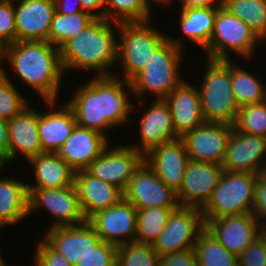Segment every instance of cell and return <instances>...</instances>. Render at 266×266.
<instances>
[{
  "label": "cell",
  "mask_w": 266,
  "mask_h": 266,
  "mask_svg": "<svg viewBox=\"0 0 266 266\" xmlns=\"http://www.w3.org/2000/svg\"><path fill=\"white\" fill-rule=\"evenodd\" d=\"M123 86L131 90L129 81H121L114 75L95 76L93 80L78 87L67 103L74 113L77 125L104 134L105 130L127 122L135 105L128 101Z\"/></svg>",
  "instance_id": "cell-1"
},
{
  "label": "cell",
  "mask_w": 266,
  "mask_h": 266,
  "mask_svg": "<svg viewBox=\"0 0 266 266\" xmlns=\"http://www.w3.org/2000/svg\"><path fill=\"white\" fill-rule=\"evenodd\" d=\"M5 58L50 108L56 106L64 72L59 48L48 41H16L5 46Z\"/></svg>",
  "instance_id": "cell-2"
},
{
  "label": "cell",
  "mask_w": 266,
  "mask_h": 266,
  "mask_svg": "<svg viewBox=\"0 0 266 266\" xmlns=\"http://www.w3.org/2000/svg\"><path fill=\"white\" fill-rule=\"evenodd\" d=\"M113 24L116 26L120 23L95 18L84 30L69 39L60 48L64 71L81 68L99 72L97 76H114L109 70L118 59V39Z\"/></svg>",
  "instance_id": "cell-3"
},
{
  "label": "cell",
  "mask_w": 266,
  "mask_h": 266,
  "mask_svg": "<svg viewBox=\"0 0 266 266\" xmlns=\"http://www.w3.org/2000/svg\"><path fill=\"white\" fill-rule=\"evenodd\" d=\"M184 45L181 40L168 37L152 54L151 60L129 82L130 93L139 96L149 92L157 99H165L184 80L179 76V66L183 56Z\"/></svg>",
  "instance_id": "cell-4"
},
{
  "label": "cell",
  "mask_w": 266,
  "mask_h": 266,
  "mask_svg": "<svg viewBox=\"0 0 266 266\" xmlns=\"http://www.w3.org/2000/svg\"><path fill=\"white\" fill-rule=\"evenodd\" d=\"M202 87H198L206 122L234 125L239 106L231 86V60L208 59Z\"/></svg>",
  "instance_id": "cell-5"
},
{
  "label": "cell",
  "mask_w": 266,
  "mask_h": 266,
  "mask_svg": "<svg viewBox=\"0 0 266 266\" xmlns=\"http://www.w3.org/2000/svg\"><path fill=\"white\" fill-rule=\"evenodd\" d=\"M257 175L223 170L211 199L201 209L203 219L252 213Z\"/></svg>",
  "instance_id": "cell-6"
},
{
  "label": "cell",
  "mask_w": 266,
  "mask_h": 266,
  "mask_svg": "<svg viewBox=\"0 0 266 266\" xmlns=\"http://www.w3.org/2000/svg\"><path fill=\"white\" fill-rule=\"evenodd\" d=\"M120 40L118 41V60L123 65V80L130 81L145 68L154 51L167 39L160 31L145 22H123L117 24Z\"/></svg>",
  "instance_id": "cell-7"
},
{
  "label": "cell",
  "mask_w": 266,
  "mask_h": 266,
  "mask_svg": "<svg viewBox=\"0 0 266 266\" xmlns=\"http://www.w3.org/2000/svg\"><path fill=\"white\" fill-rule=\"evenodd\" d=\"M261 41L245 22L222 6L217 8L213 34L205 50L208 59L230 60L229 49L240 57L250 58Z\"/></svg>",
  "instance_id": "cell-8"
},
{
  "label": "cell",
  "mask_w": 266,
  "mask_h": 266,
  "mask_svg": "<svg viewBox=\"0 0 266 266\" xmlns=\"http://www.w3.org/2000/svg\"><path fill=\"white\" fill-rule=\"evenodd\" d=\"M204 228L201 209L178 206L170 214L164 230L152 246L160 257L194 248L198 235Z\"/></svg>",
  "instance_id": "cell-9"
},
{
  "label": "cell",
  "mask_w": 266,
  "mask_h": 266,
  "mask_svg": "<svg viewBox=\"0 0 266 266\" xmlns=\"http://www.w3.org/2000/svg\"><path fill=\"white\" fill-rule=\"evenodd\" d=\"M28 192L29 215L43 206L56 218L49 228L74 226L87 221L81 210L75 185L57 189L28 188Z\"/></svg>",
  "instance_id": "cell-10"
},
{
  "label": "cell",
  "mask_w": 266,
  "mask_h": 266,
  "mask_svg": "<svg viewBox=\"0 0 266 266\" xmlns=\"http://www.w3.org/2000/svg\"><path fill=\"white\" fill-rule=\"evenodd\" d=\"M144 162V155L130 146H109L86 169L92 176L114 185L123 192L134 172Z\"/></svg>",
  "instance_id": "cell-11"
},
{
  "label": "cell",
  "mask_w": 266,
  "mask_h": 266,
  "mask_svg": "<svg viewBox=\"0 0 266 266\" xmlns=\"http://www.w3.org/2000/svg\"><path fill=\"white\" fill-rule=\"evenodd\" d=\"M124 199L137 210L151 207L177 208L176 192L167 186L144 161L124 191Z\"/></svg>",
  "instance_id": "cell-12"
},
{
  "label": "cell",
  "mask_w": 266,
  "mask_h": 266,
  "mask_svg": "<svg viewBox=\"0 0 266 266\" xmlns=\"http://www.w3.org/2000/svg\"><path fill=\"white\" fill-rule=\"evenodd\" d=\"M222 172L220 164L189 159L182 184L176 192L179 206L202 209L211 199Z\"/></svg>",
  "instance_id": "cell-13"
},
{
  "label": "cell",
  "mask_w": 266,
  "mask_h": 266,
  "mask_svg": "<svg viewBox=\"0 0 266 266\" xmlns=\"http://www.w3.org/2000/svg\"><path fill=\"white\" fill-rule=\"evenodd\" d=\"M253 213L204 219L205 227L229 252L239 256L262 234V223Z\"/></svg>",
  "instance_id": "cell-14"
},
{
  "label": "cell",
  "mask_w": 266,
  "mask_h": 266,
  "mask_svg": "<svg viewBox=\"0 0 266 266\" xmlns=\"http://www.w3.org/2000/svg\"><path fill=\"white\" fill-rule=\"evenodd\" d=\"M232 131V125L205 122L186 133L181 139L189 159L221 165Z\"/></svg>",
  "instance_id": "cell-15"
},
{
  "label": "cell",
  "mask_w": 266,
  "mask_h": 266,
  "mask_svg": "<svg viewBox=\"0 0 266 266\" xmlns=\"http://www.w3.org/2000/svg\"><path fill=\"white\" fill-rule=\"evenodd\" d=\"M221 166L229 172L262 174L266 167V138L233 128Z\"/></svg>",
  "instance_id": "cell-16"
},
{
  "label": "cell",
  "mask_w": 266,
  "mask_h": 266,
  "mask_svg": "<svg viewBox=\"0 0 266 266\" xmlns=\"http://www.w3.org/2000/svg\"><path fill=\"white\" fill-rule=\"evenodd\" d=\"M136 219L137 209L123 198L116 205L95 213L88 222L102 241L119 246L134 242Z\"/></svg>",
  "instance_id": "cell-17"
},
{
  "label": "cell",
  "mask_w": 266,
  "mask_h": 266,
  "mask_svg": "<svg viewBox=\"0 0 266 266\" xmlns=\"http://www.w3.org/2000/svg\"><path fill=\"white\" fill-rule=\"evenodd\" d=\"M48 230L44 240L74 266L102 241L88 221Z\"/></svg>",
  "instance_id": "cell-18"
},
{
  "label": "cell",
  "mask_w": 266,
  "mask_h": 266,
  "mask_svg": "<svg viewBox=\"0 0 266 266\" xmlns=\"http://www.w3.org/2000/svg\"><path fill=\"white\" fill-rule=\"evenodd\" d=\"M17 41H48L53 16L54 0H15ZM17 6V7H16Z\"/></svg>",
  "instance_id": "cell-19"
},
{
  "label": "cell",
  "mask_w": 266,
  "mask_h": 266,
  "mask_svg": "<svg viewBox=\"0 0 266 266\" xmlns=\"http://www.w3.org/2000/svg\"><path fill=\"white\" fill-rule=\"evenodd\" d=\"M144 161L174 192L180 189L189 157L181 138L150 150Z\"/></svg>",
  "instance_id": "cell-20"
},
{
  "label": "cell",
  "mask_w": 266,
  "mask_h": 266,
  "mask_svg": "<svg viewBox=\"0 0 266 266\" xmlns=\"http://www.w3.org/2000/svg\"><path fill=\"white\" fill-rule=\"evenodd\" d=\"M139 123L141 148L136 145L130 147L144 156L155 147L179 138L175 133L171 111L165 99L155 98Z\"/></svg>",
  "instance_id": "cell-21"
},
{
  "label": "cell",
  "mask_w": 266,
  "mask_h": 266,
  "mask_svg": "<svg viewBox=\"0 0 266 266\" xmlns=\"http://www.w3.org/2000/svg\"><path fill=\"white\" fill-rule=\"evenodd\" d=\"M108 146L110 145L105 134L76 124L57 153L75 171H80L86 170Z\"/></svg>",
  "instance_id": "cell-22"
},
{
  "label": "cell",
  "mask_w": 266,
  "mask_h": 266,
  "mask_svg": "<svg viewBox=\"0 0 266 266\" xmlns=\"http://www.w3.org/2000/svg\"><path fill=\"white\" fill-rule=\"evenodd\" d=\"M39 112L27 106L7 121L8 163L20 152L27 160L42 153L39 133Z\"/></svg>",
  "instance_id": "cell-23"
},
{
  "label": "cell",
  "mask_w": 266,
  "mask_h": 266,
  "mask_svg": "<svg viewBox=\"0 0 266 266\" xmlns=\"http://www.w3.org/2000/svg\"><path fill=\"white\" fill-rule=\"evenodd\" d=\"M75 186L81 210L87 221L95 213L116 205L124 198L121 189L92 176L87 170L76 171Z\"/></svg>",
  "instance_id": "cell-24"
},
{
  "label": "cell",
  "mask_w": 266,
  "mask_h": 266,
  "mask_svg": "<svg viewBox=\"0 0 266 266\" xmlns=\"http://www.w3.org/2000/svg\"><path fill=\"white\" fill-rule=\"evenodd\" d=\"M165 101L169 105L175 133L179 138L206 122L198 88L189 83L183 81Z\"/></svg>",
  "instance_id": "cell-25"
},
{
  "label": "cell",
  "mask_w": 266,
  "mask_h": 266,
  "mask_svg": "<svg viewBox=\"0 0 266 266\" xmlns=\"http://www.w3.org/2000/svg\"><path fill=\"white\" fill-rule=\"evenodd\" d=\"M71 107L66 103L59 110L39 112L38 133L42 152H58L76 126Z\"/></svg>",
  "instance_id": "cell-26"
},
{
  "label": "cell",
  "mask_w": 266,
  "mask_h": 266,
  "mask_svg": "<svg viewBox=\"0 0 266 266\" xmlns=\"http://www.w3.org/2000/svg\"><path fill=\"white\" fill-rule=\"evenodd\" d=\"M34 164L35 186L27 188L57 189L75 185L76 171L56 152H42L29 159Z\"/></svg>",
  "instance_id": "cell-27"
},
{
  "label": "cell",
  "mask_w": 266,
  "mask_h": 266,
  "mask_svg": "<svg viewBox=\"0 0 266 266\" xmlns=\"http://www.w3.org/2000/svg\"><path fill=\"white\" fill-rule=\"evenodd\" d=\"M28 184L18 179H0V228L17 223L29 215Z\"/></svg>",
  "instance_id": "cell-28"
},
{
  "label": "cell",
  "mask_w": 266,
  "mask_h": 266,
  "mask_svg": "<svg viewBox=\"0 0 266 266\" xmlns=\"http://www.w3.org/2000/svg\"><path fill=\"white\" fill-rule=\"evenodd\" d=\"M217 8L181 9L179 24L187 38L206 49L213 34Z\"/></svg>",
  "instance_id": "cell-29"
},
{
  "label": "cell",
  "mask_w": 266,
  "mask_h": 266,
  "mask_svg": "<svg viewBox=\"0 0 266 266\" xmlns=\"http://www.w3.org/2000/svg\"><path fill=\"white\" fill-rule=\"evenodd\" d=\"M198 266H238V256L229 252L205 227L194 245Z\"/></svg>",
  "instance_id": "cell-30"
},
{
  "label": "cell",
  "mask_w": 266,
  "mask_h": 266,
  "mask_svg": "<svg viewBox=\"0 0 266 266\" xmlns=\"http://www.w3.org/2000/svg\"><path fill=\"white\" fill-rule=\"evenodd\" d=\"M174 209L176 208L151 207L137 210L134 242L153 245L164 230Z\"/></svg>",
  "instance_id": "cell-31"
},
{
  "label": "cell",
  "mask_w": 266,
  "mask_h": 266,
  "mask_svg": "<svg viewBox=\"0 0 266 266\" xmlns=\"http://www.w3.org/2000/svg\"><path fill=\"white\" fill-rule=\"evenodd\" d=\"M231 61V86L239 107L266 100V84Z\"/></svg>",
  "instance_id": "cell-32"
},
{
  "label": "cell",
  "mask_w": 266,
  "mask_h": 266,
  "mask_svg": "<svg viewBox=\"0 0 266 266\" xmlns=\"http://www.w3.org/2000/svg\"><path fill=\"white\" fill-rule=\"evenodd\" d=\"M223 7L266 39V0H224Z\"/></svg>",
  "instance_id": "cell-33"
},
{
  "label": "cell",
  "mask_w": 266,
  "mask_h": 266,
  "mask_svg": "<svg viewBox=\"0 0 266 266\" xmlns=\"http://www.w3.org/2000/svg\"><path fill=\"white\" fill-rule=\"evenodd\" d=\"M95 18L88 13L61 14L57 11L53 16L48 42L61 48L69 39L84 30Z\"/></svg>",
  "instance_id": "cell-34"
},
{
  "label": "cell",
  "mask_w": 266,
  "mask_h": 266,
  "mask_svg": "<svg viewBox=\"0 0 266 266\" xmlns=\"http://www.w3.org/2000/svg\"><path fill=\"white\" fill-rule=\"evenodd\" d=\"M103 2L105 19L109 21L123 23L150 20V0H103Z\"/></svg>",
  "instance_id": "cell-35"
},
{
  "label": "cell",
  "mask_w": 266,
  "mask_h": 266,
  "mask_svg": "<svg viewBox=\"0 0 266 266\" xmlns=\"http://www.w3.org/2000/svg\"><path fill=\"white\" fill-rule=\"evenodd\" d=\"M233 128L266 138V100L240 107Z\"/></svg>",
  "instance_id": "cell-36"
},
{
  "label": "cell",
  "mask_w": 266,
  "mask_h": 266,
  "mask_svg": "<svg viewBox=\"0 0 266 266\" xmlns=\"http://www.w3.org/2000/svg\"><path fill=\"white\" fill-rule=\"evenodd\" d=\"M116 266H160V256L152 245L130 242L117 246Z\"/></svg>",
  "instance_id": "cell-37"
},
{
  "label": "cell",
  "mask_w": 266,
  "mask_h": 266,
  "mask_svg": "<svg viewBox=\"0 0 266 266\" xmlns=\"http://www.w3.org/2000/svg\"><path fill=\"white\" fill-rule=\"evenodd\" d=\"M27 106L30 105L4 73L0 77V118L8 121L21 113Z\"/></svg>",
  "instance_id": "cell-38"
},
{
  "label": "cell",
  "mask_w": 266,
  "mask_h": 266,
  "mask_svg": "<svg viewBox=\"0 0 266 266\" xmlns=\"http://www.w3.org/2000/svg\"><path fill=\"white\" fill-rule=\"evenodd\" d=\"M16 41L15 0H0V42L6 46Z\"/></svg>",
  "instance_id": "cell-39"
},
{
  "label": "cell",
  "mask_w": 266,
  "mask_h": 266,
  "mask_svg": "<svg viewBox=\"0 0 266 266\" xmlns=\"http://www.w3.org/2000/svg\"><path fill=\"white\" fill-rule=\"evenodd\" d=\"M117 246L101 241L76 266H116Z\"/></svg>",
  "instance_id": "cell-40"
},
{
  "label": "cell",
  "mask_w": 266,
  "mask_h": 266,
  "mask_svg": "<svg viewBox=\"0 0 266 266\" xmlns=\"http://www.w3.org/2000/svg\"><path fill=\"white\" fill-rule=\"evenodd\" d=\"M238 266H266V238L263 234L238 256Z\"/></svg>",
  "instance_id": "cell-41"
},
{
  "label": "cell",
  "mask_w": 266,
  "mask_h": 266,
  "mask_svg": "<svg viewBox=\"0 0 266 266\" xmlns=\"http://www.w3.org/2000/svg\"><path fill=\"white\" fill-rule=\"evenodd\" d=\"M35 250V263L38 266H74L64 256L55 251L44 239Z\"/></svg>",
  "instance_id": "cell-42"
},
{
  "label": "cell",
  "mask_w": 266,
  "mask_h": 266,
  "mask_svg": "<svg viewBox=\"0 0 266 266\" xmlns=\"http://www.w3.org/2000/svg\"><path fill=\"white\" fill-rule=\"evenodd\" d=\"M160 266H198L194 248L167 253L160 257Z\"/></svg>",
  "instance_id": "cell-43"
},
{
  "label": "cell",
  "mask_w": 266,
  "mask_h": 266,
  "mask_svg": "<svg viewBox=\"0 0 266 266\" xmlns=\"http://www.w3.org/2000/svg\"><path fill=\"white\" fill-rule=\"evenodd\" d=\"M252 213L263 224L262 219H266V177L263 174L257 175Z\"/></svg>",
  "instance_id": "cell-44"
},
{
  "label": "cell",
  "mask_w": 266,
  "mask_h": 266,
  "mask_svg": "<svg viewBox=\"0 0 266 266\" xmlns=\"http://www.w3.org/2000/svg\"><path fill=\"white\" fill-rule=\"evenodd\" d=\"M83 12L90 14L94 18H105V8L103 0H80ZM95 13H93V11ZM98 13H97V11Z\"/></svg>",
  "instance_id": "cell-45"
},
{
  "label": "cell",
  "mask_w": 266,
  "mask_h": 266,
  "mask_svg": "<svg viewBox=\"0 0 266 266\" xmlns=\"http://www.w3.org/2000/svg\"><path fill=\"white\" fill-rule=\"evenodd\" d=\"M56 11L61 14H76L79 12H83L82 4L80 0H75L74 4L73 1L70 0H54ZM74 5V6H73Z\"/></svg>",
  "instance_id": "cell-46"
},
{
  "label": "cell",
  "mask_w": 266,
  "mask_h": 266,
  "mask_svg": "<svg viewBox=\"0 0 266 266\" xmlns=\"http://www.w3.org/2000/svg\"><path fill=\"white\" fill-rule=\"evenodd\" d=\"M184 8H219L224 5V0H181ZM215 3V4H214ZM213 5V6H212Z\"/></svg>",
  "instance_id": "cell-47"
},
{
  "label": "cell",
  "mask_w": 266,
  "mask_h": 266,
  "mask_svg": "<svg viewBox=\"0 0 266 266\" xmlns=\"http://www.w3.org/2000/svg\"><path fill=\"white\" fill-rule=\"evenodd\" d=\"M0 158L8 163L7 121L0 118Z\"/></svg>",
  "instance_id": "cell-48"
},
{
  "label": "cell",
  "mask_w": 266,
  "mask_h": 266,
  "mask_svg": "<svg viewBox=\"0 0 266 266\" xmlns=\"http://www.w3.org/2000/svg\"><path fill=\"white\" fill-rule=\"evenodd\" d=\"M4 57H5V45L0 42V62H2V58L4 59ZM4 73L5 71L3 68H1V65H0V77L3 76Z\"/></svg>",
  "instance_id": "cell-49"
},
{
  "label": "cell",
  "mask_w": 266,
  "mask_h": 266,
  "mask_svg": "<svg viewBox=\"0 0 266 266\" xmlns=\"http://www.w3.org/2000/svg\"><path fill=\"white\" fill-rule=\"evenodd\" d=\"M151 1V3H159V4H164L165 3V5L167 4V3H170L171 2V0H150Z\"/></svg>",
  "instance_id": "cell-50"
},
{
  "label": "cell",
  "mask_w": 266,
  "mask_h": 266,
  "mask_svg": "<svg viewBox=\"0 0 266 266\" xmlns=\"http://www.w3.org/2000/svg\"><path fill=\"white\" fill-rule=\"evenodd\" d=\"M266 220L265 221H263V224H262V234H263V236L266 238Z\"/></svg>",
  "instance_id": "cell-51"
},
{
  "label": "cell",
  "mask_w": 266,
  "mask_h": 266,
  "mask_svg": "<svg viewBox=\"0 0 266 266\" xmlns=\"http://www.w3.org/2000/svg\"><path fill=\"white\" fill-rule=\"evenodd\" d=\"M4 165H5V162L0 158V172L3 169V167H5Z\"/></svg>",
  "instance_id": "cell-52"
},
{
  "label": "cell",
  "mask_w": 266,
  "mask_h": 266,
  "mask_svg": "<svg viewBox=\"0 0 266 266\" xmlns=\"http://www.w3.org/2000/svg\"><path fill=\"white\" fill-rule=\"evenodd\" d=\"M0 266H6V265H5V262H4L3 259H2L1 254H0Z\"/></svg>",
  "instance_id": "cell-53"
},
{
  "label": "cell",
  "mask_w": 266,
  "mask_h": 266,
  "mask_svg": "<svg viewBox=\"0 0 266 266\" xmlns=\"http://www.w3.org/2000/svg\"><path fill=\"white\" fill-rule=\"evenodd\" d=\"M262 174L266 177V167L264 168Z\"/></svg>",
  "instance_id": "cell-54"
}]
</instances>
